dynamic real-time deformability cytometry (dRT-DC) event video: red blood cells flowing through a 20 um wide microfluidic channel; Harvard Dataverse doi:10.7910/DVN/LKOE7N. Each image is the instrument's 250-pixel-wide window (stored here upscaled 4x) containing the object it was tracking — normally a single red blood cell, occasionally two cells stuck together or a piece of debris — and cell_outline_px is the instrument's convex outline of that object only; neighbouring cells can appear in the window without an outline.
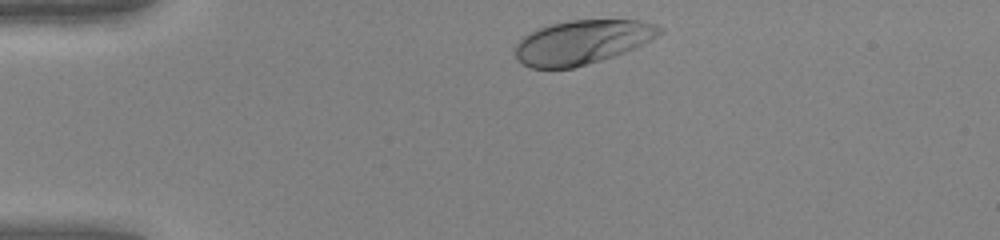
{"species": "human", "species_latin": "Homo sapiens", "temperature_condition": "warm", "stored_images_in_passage": 33, "camera_frame_rate_fps": 3000, "um_per_image_px": 0.085, "donor": {"sex": "female"}, "frame": {"image": 1, "passage_image": 2, "time_ms": 0.333, "image_size_px": [1000, 240], "cell_outline_px": [[664, 32], [636, 48], [600, 60], [572, 68], [532, 68], [516, 60], [516, 44], [528, 32], [548, 24], [568, 20], [640, 20], [656, 24], [664, 28]], "centroid_in_image_um": [49.49, 3.56], "position_along_channel_um": 35.5, "area_um2": 37.17}}
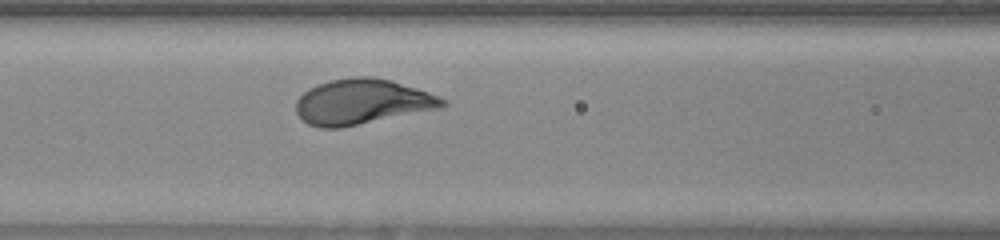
{"frame": {"image": 2, "passage_image": 13, "time_ms": 4.0, "image_size_px": [1000, 240], "cell_outline_px": [[448, 104], [440, 108], [340, 128], [320, 128], [308, 124], [296, 112], [296, 100], [308, 88], [316, 84], [328, 80], [352, 76], [372, 76], [392, 80], [440, 96], [448, 100]], "centroid_in_image_um": [30.77, 8.63], "position_along_channel_um": 135.8, "area_um2": 38.84}}
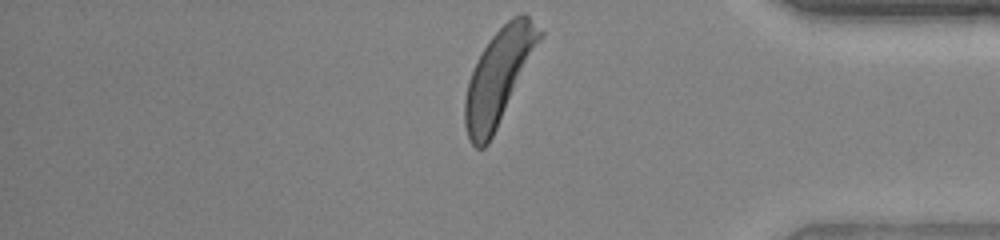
{"frame": {"image": 3, "passage_image": 33, "time_ms": 10.667, "image_size_px": [1000, 240], "cell_outline_px": [[544, 36], [488, 144], [484, 148], [476, 148], [472, 144], [468, 136], [464, 124], [464, 100], [468, 80], [484, 48], [492, 36], [512, 16], [520, 12], [524, 12], [544, 32]], "centroid_in_image_um": [42.41, 6.49], "position_along_channel_um": 392.8, "area_um2": 40.69}, "authors_computed_cell_mechanics": {"area_um2": 37.9168, "velocity_mm_per_s": 4.1614, "shape_relaxation_time_tau1_ms": 1.178, "shape_relaxation_time_tau2_ms": null, "deformation_change_tau1": 0.1599, "deformation_change_tau2": null}}